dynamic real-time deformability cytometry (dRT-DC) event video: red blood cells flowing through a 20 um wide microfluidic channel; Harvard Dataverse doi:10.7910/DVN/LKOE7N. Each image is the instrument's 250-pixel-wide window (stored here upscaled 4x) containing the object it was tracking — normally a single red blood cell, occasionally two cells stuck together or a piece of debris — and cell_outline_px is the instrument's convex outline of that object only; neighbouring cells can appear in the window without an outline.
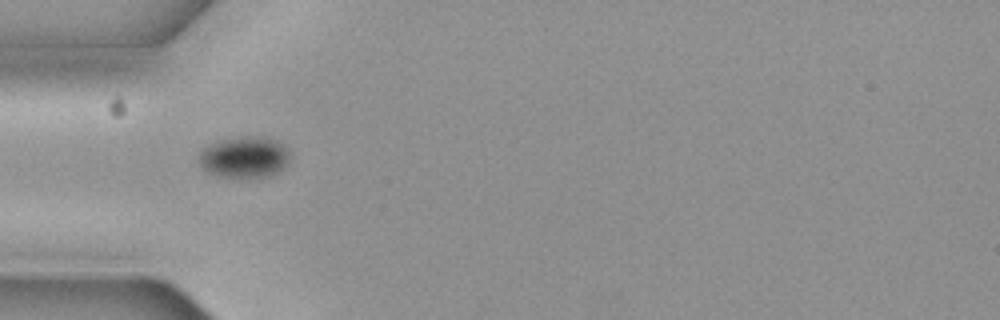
{"species": "common noctule bat (a hibernating species)", "species_latin": "Nyctalus noctula", "temperature_condition": "cold", "stored_images_in_passage": 2, "camera_frame_rate_fps": 3000, "um_per_image_px": 0.085, "animal": {"sex": "female", "body_mass_g": 19.3, "forearm_length_mm": 54.1}, "frame": {"image": 1, "passage_image": 1, "time_ms": 0.0, "image_size_px": [1000, 320], "cell_outline_px": [[288, 164], [284, 168], [268, 176], [240, 180], [216, 176], [208, 172], [200, 164], [200, 152], [208, 144], [216, 140], [240, 136], [264, 136], [276, 140], [288, 152]], "centroid_in_image_um": [20.74, 13.38], "position_along_channel_um": 64.3, "area_um2": 22.43}}